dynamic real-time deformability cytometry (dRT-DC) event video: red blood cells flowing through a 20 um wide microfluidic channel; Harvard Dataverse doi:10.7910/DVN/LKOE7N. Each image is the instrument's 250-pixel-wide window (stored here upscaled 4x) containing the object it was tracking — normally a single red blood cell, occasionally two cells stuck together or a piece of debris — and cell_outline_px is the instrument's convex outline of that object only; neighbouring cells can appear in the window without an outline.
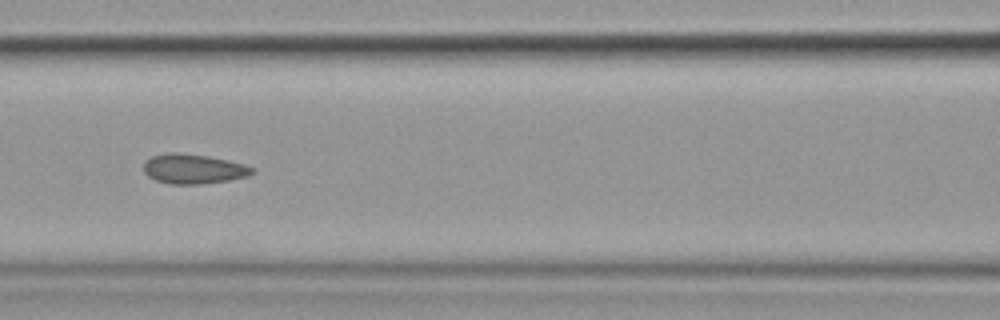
{"species": "common noctule bat (a hibernating species)", "species_latin": "Nyctalus noctula", "temperature_condition": "cold", "stored_images_in_passage": 11, "camera_frame_rate_fps": 3000, "um_per_image_px": 0.085, "animal": {"sex": "female", "body_mass_g": 19.9}, "frame": {"image": 1, "passage_image": 7, "time_ms": 7.0, "image_size_px": [1000, 320], "cell_outline_px": [[256, 172], [248, 176], [228, 180], [200, 184], [168, 184], [156, 180], [148, 176], [144, 172], [144, 160], [152, 156], [172, 152], [176, 152], [208, 156], [244, 164], [256, 168]], "centroid_in_image_um": [16.45, 14.36], "position_along_channel_um": 150.2, "area_um2": 18.84}}
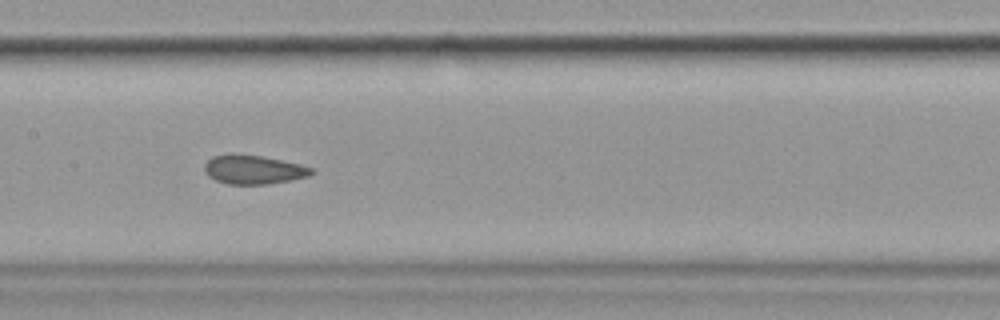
{"frame": {"image": 2, "passage_image": 8, "time_ms": 8.0, "image_size_px": [1000, 320], "cell_outline_px": [[316, 172], [308, 176], [292, 180], [268, 184], [228, 184], [216, 180], [208, 176], [204, 172], [204, 164], [212, 156], [232, 152], [264, 156], [300, 164], [312, 168]], "centroid_in_image_um": [21.53, 14.39], "position_along_channel_um": 185.9, "area_um2": 18.44}}